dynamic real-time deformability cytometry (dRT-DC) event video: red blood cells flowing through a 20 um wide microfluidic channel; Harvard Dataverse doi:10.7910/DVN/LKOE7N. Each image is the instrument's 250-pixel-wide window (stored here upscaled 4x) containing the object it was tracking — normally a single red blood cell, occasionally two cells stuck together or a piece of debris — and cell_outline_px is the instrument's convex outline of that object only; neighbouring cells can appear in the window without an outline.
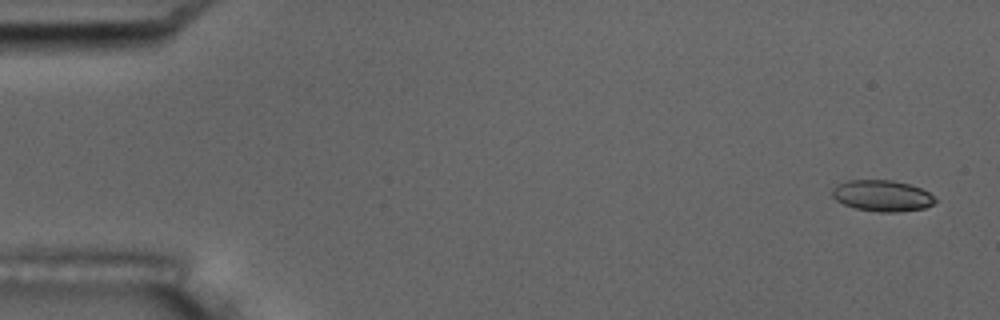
{"species": "common noctule bat (a hibernating species)", "species_latin": "Nyctalus noctula", "temperature_condition": "room temperature", "stored_images_in_passage": 9, "camera_frame_rate_fps": 3000, "um_per_image_px": 0.085, "animal": {"sex": "male", "body_mass_g": 17.5, "forearm_length_mm": 52.3}, "frame": {"image": 1, "passage_image": 1, "time_ms": 0.0, "image_size_px": [1000, 320], "cell_outline_px": [[936, 200], [932, 204], [924, 208], [900, 212], [880, 212], [856, 208], [844, 204], [836, 200], [832, 196], [832, 188], [836, 184], [848, 180], [892, 180], [908, 184], [920, 188], [928, 192]], "centroid_in_image_um": [74.95, 16.63], "position_along_channel_um": 10.1, "area_um2": 18.61}}
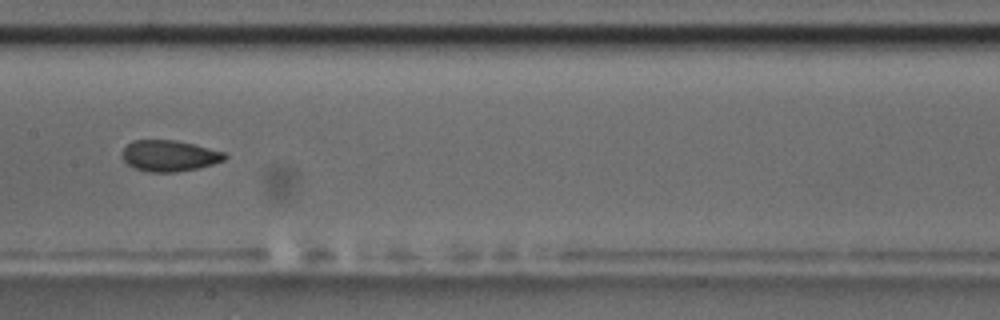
{"frame": {"image": 2, "passage_image": 8, "time_ms": 9.0, "image_size_px": [1000, 320], "cell_outline_px": [[228, 156], [224, 160], [212, 164], [196, 168], [176, 172], [148, 172], [132, 168], [120, 156], [120, 152], [132, 140], [176, 140], [224, 152]], "centroid_in_image_um": [14.33, 13.24], "position_along_channel_um": 193.1, "area_um2": 18.61}}